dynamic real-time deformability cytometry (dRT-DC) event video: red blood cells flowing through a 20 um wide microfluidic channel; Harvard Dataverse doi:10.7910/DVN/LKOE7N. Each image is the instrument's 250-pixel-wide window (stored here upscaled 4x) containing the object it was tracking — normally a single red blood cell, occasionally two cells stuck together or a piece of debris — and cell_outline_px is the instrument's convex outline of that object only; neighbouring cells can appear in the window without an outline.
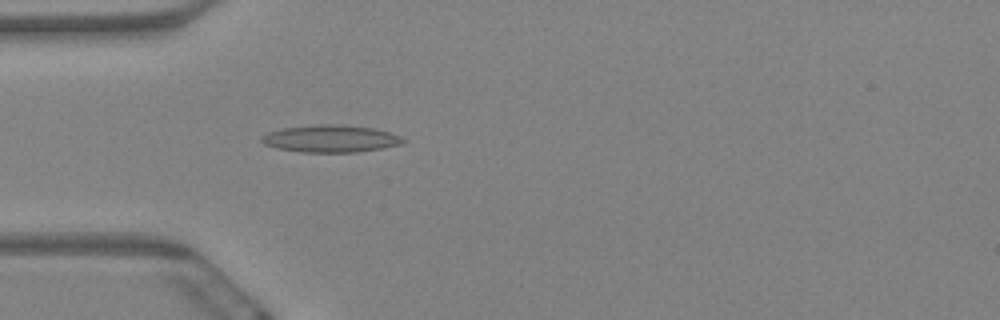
{"species": "Egyptian fruit bat (a non-hibernating species)", "species_latin": "Rousettus aegyptiacus", "temperature_condition": "warm", "stored_images_in_passage": 5, "camera_frame_rate_fps": 3000, "um_per_image_px": 0.085, "animal": {"sex": "female"}, "frame": {"image": 1, "passage_image": 5, "time_ms": 1.333, "image_size_px": [1000, 320], "cell_outline_px": [[404, 140], [400, 144], [380, 148], [356, 152], [304, 152], [276, 148], [264, 144], [260, 140], [260, 136], [268, 132], [284, 128], [320, 124], [340, 124], [372, 128], [388, 132]], "centroid_in_image_um": [28.01, 11.78], "position_along_channel_um": 57.0, "area_um2": 22.08}}